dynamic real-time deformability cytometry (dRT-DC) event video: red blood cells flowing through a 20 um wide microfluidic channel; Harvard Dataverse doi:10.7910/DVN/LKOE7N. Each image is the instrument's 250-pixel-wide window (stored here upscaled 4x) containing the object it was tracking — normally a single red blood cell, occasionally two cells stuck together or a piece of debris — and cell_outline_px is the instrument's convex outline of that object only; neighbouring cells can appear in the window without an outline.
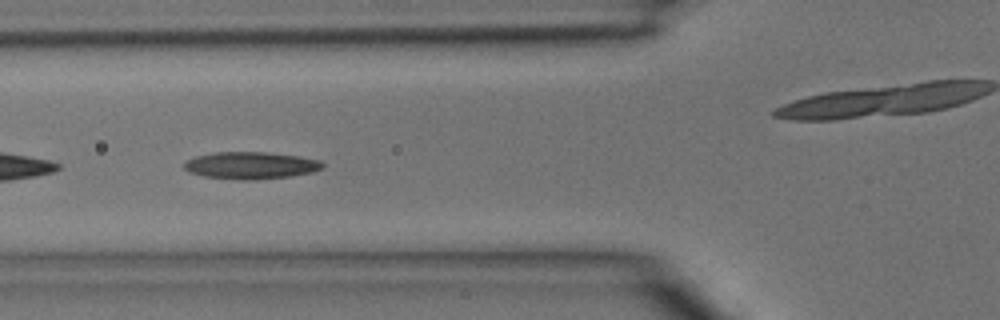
{"species": "common noctule bat (a hibernating species)", "species_latin": "Nyctalus noctula", "temperature_condition": "room temperature", "stored_images_in_passage": 6, "camera_frame_rate_fps": 3000, "um_per_image_px": 0.085, "animal": {"sex": "male", "body_mass_g": 15.6}, "frame": {"image": 1, "passage_image": 4, "time_ms": 1.0, "image_size_px": [1000, 320], "cell_outline_px": [[324, 168], [312, 172], [292, 176], [252, 180], [244, 180], [204, 176], [188, 172], [184, 168], [184, 164], [188, 160], [196, 156], [216, 152], [264, 152], [296, 156], [320, 160], [324, 164]], "centroid_in_image_um": [21.33, 14.06], "position_along_channel_um": 104.5, "area_um2": 21.73}}